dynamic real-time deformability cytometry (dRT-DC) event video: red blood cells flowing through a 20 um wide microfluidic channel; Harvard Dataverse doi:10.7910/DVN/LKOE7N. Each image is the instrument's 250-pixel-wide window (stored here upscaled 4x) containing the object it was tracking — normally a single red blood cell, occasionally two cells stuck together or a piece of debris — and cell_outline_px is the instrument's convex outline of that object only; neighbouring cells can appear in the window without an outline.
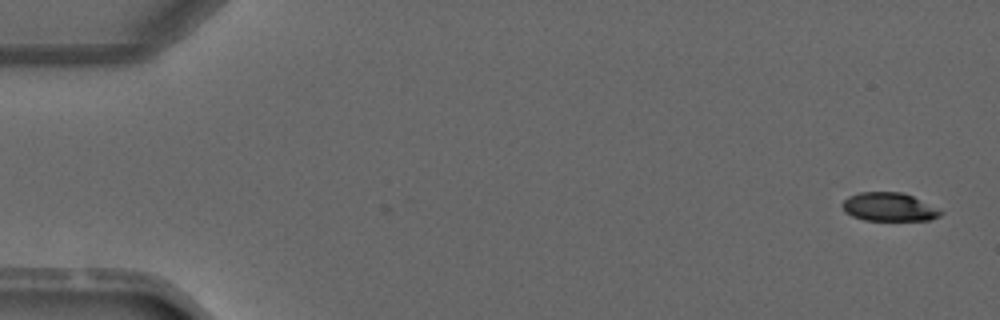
{"species": "common noctule bat (a hibernating species)", "species_latin": "Nyctalus noctula", "temperature_condition": "warm", "stored_images_in_passage": 4, "camera_frame_rate_fps": 3000, "um_per_image_px": 0.085, "animal": {"sex": "male", "forearm_length_mm": 52.5}, "frame": {"image": 1, "passage_image": 1, "time_ms": 0.0, "image_size_px": [1000, 320], "cell_outline_px": [[944, 212], [940, 216], [928, 220], [864, 220], [852, 216], [844, 212], [840, 204], [848, 196], [860, 192], [900, 192], [912, 196], [940, 208]], "centroid_in_image_um": [75.56, 17.59], "position_along_channel_um": 9.4, "area_um2": 16.47}}
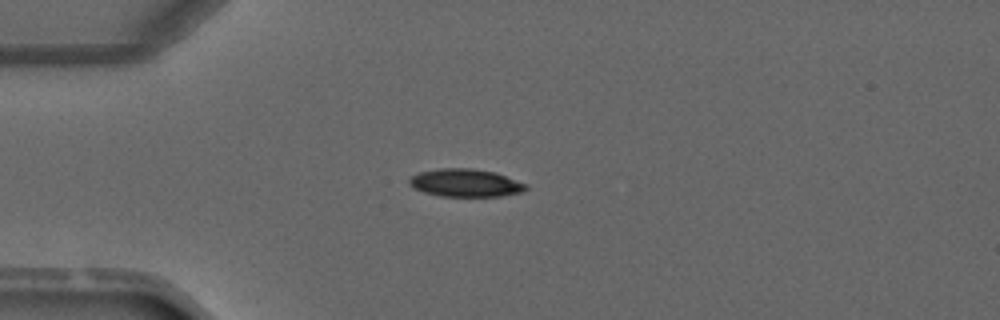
{"frame": {"image": 2, "passage_image": 4, "time_ms": 3.333, "image_size_px": [1000, 320], "cell_outline_px": [[528, 188], [520, 192], [500, 196], [440, 196], [424, 192], [408, 184], [408, 180], [412, 176], [420, 172], [440, 168], [472, 168], [496, 172], [528, 184]], "centroid_in_image_um": [39.58, 15.54], "position_along_channel_um": 45.4, "area_um2": 18.9}}